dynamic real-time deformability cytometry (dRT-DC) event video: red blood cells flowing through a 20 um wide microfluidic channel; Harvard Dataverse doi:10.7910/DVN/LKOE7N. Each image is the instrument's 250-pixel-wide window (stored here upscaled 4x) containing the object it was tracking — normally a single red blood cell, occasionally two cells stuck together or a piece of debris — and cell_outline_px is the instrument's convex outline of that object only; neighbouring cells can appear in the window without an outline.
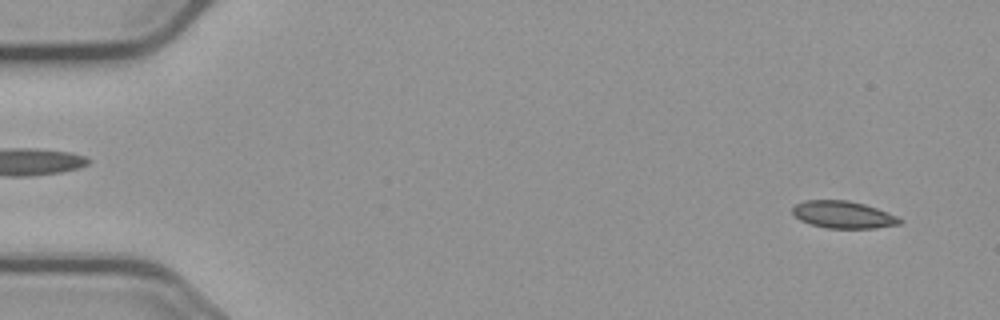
{"species": "common noctule bat (a hibernating species)", "species_latin": "Nyctalus noctula", "temperature_condition": "cold", "stored_images_in_passage": 55, "camera_frame_rate_fps": 3000, "um_per_image_px": 0.085, "animal": {"sex": "male", "body_mass_g": 23.1, "forearm_length_mm": 52.7}, "frame": {"image": 1, "passage_image": 3, "time_ms": 0.667, "image_size_px": [1000, 320], "cell_outline_px": [[904, 220], [900, 224], [876, 228], [828, 228], [812, 224], [800, 220], [792, 212], [792, 208], [796, 204], [804, 200], [848, 200], [864, 204], [876, 208], [896, 216]], "centroid_in_image_um": [71.68, 18.24], "position_along_channel_um": 13.3, "area_um2": 16.88}}
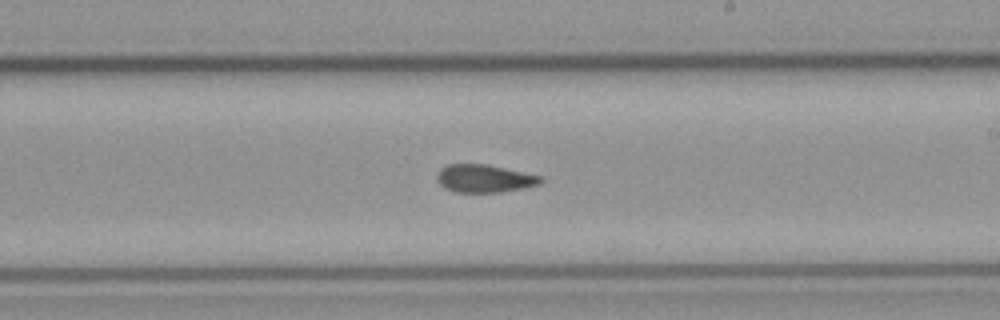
{"frame": {"image": 2, "passage_image": 32, "time_ms": 10.333, "image_size_px": [1000, 320], "cell_outline_px": [[544, 180], [540, 184], [524, 188], [500, 192], [456, 192], [444, 188], [436, 180], [436, 176], [440, 168], [448, 164], [488, 164], [544, 176]], "centroid_in_image_um": [41.2, 15.16], "position_along_channel_um": 247.8, "area_um2": 17.11}}
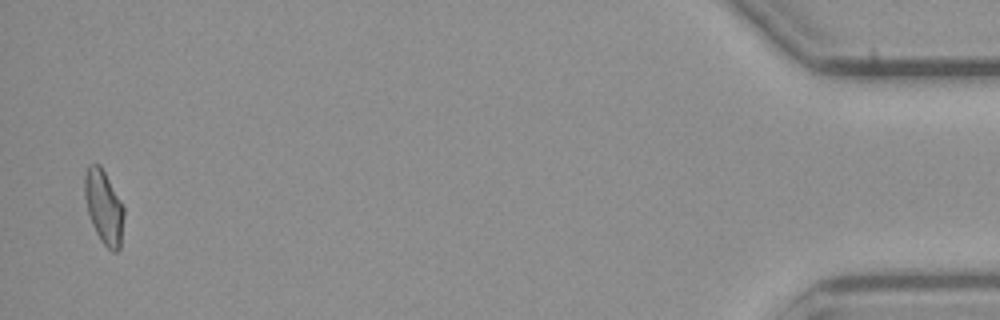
{"frame": {"image": 3, "passage_image": 54, "time_ms": 17.667, "image_size_px": [1000, 320], "cell_outline_px": [[124, 216], [120, 248], [116, 252], [112, 252], [100, 240], [92, 224], [88, 212], [84, 196], [84, 176], [88, 164], [100, 164], [124, 208]], "centroid_in_image_um": [8.81, 17.6], "position_along_channel_um": 426.4, "area_um2": 16.76}, "authors_computed_cell_mechanics": {"area_um2": 17.2822, "velocity_mm_per_s": 3.7025, "shape_relaxation_time_tau1_ms": null, "shape_relaxation_time_tau2_ms": 4.4844, "deformation_change_tau1": null, "deformation_change_tau2": 0.1045}}